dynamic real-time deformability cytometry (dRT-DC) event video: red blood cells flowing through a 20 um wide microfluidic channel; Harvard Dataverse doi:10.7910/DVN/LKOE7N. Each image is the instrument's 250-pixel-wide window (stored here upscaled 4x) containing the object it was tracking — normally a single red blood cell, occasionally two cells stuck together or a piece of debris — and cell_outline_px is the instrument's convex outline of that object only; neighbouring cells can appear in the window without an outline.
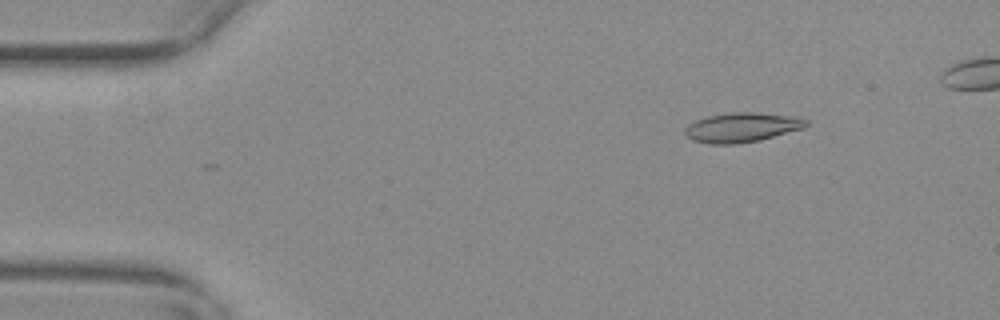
{"species": "common noctule bat (a hibernating species)", "species_latin": "Nyctalus noctula", "temperature_condition": "warm", "stored_images_in_passage": 48, "camera_frame_rate_fps": 3000, "um_per_image_px": 0.085, "animal": {"sex": "female", "body_mass_g": 29.2, "forearm_length_mm": 56.3}, "frame": {"image": 1, "passage_image": 3, "time_ms": 0.667, "image_size_px": [1000, 320], "cell_outline_px": [[808, 124], [804, 128], [760, 140], [732, 144], [712, 144], [692, 140], [684, 132], [684, 128], [688, 124], [696, 120], [708, 116], [732, 112], [756, 112], [788, 116], [808, 120]], "centroid_in_image_um": [63.03, 10.83], "position_along_channel_um": 22.0, "area_um2": 20.63}}
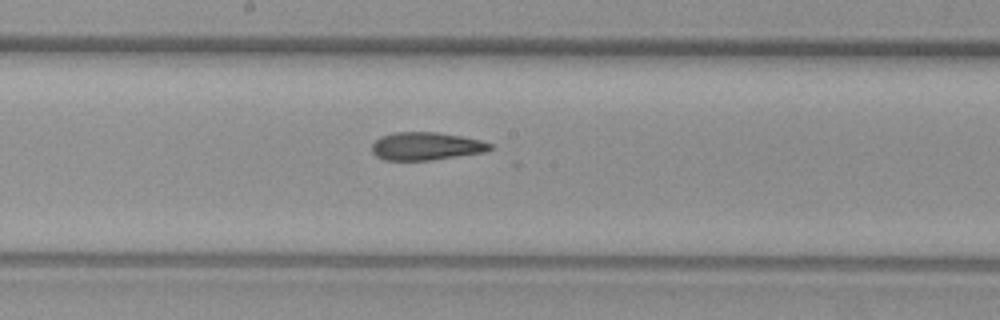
{"frame": {"image": 2, "passage_image": 25, "time_ms": 8.0, "image_size_px": [1000, 320], "cell_outline_px": [[492, 148], [484, 152], [432, 160], [384, 160], [376, 156], [372, 152], [372, 144], [380, 136], [396, 132], [436, 132], [460, 136], [480, 140], [492, 144]], "centroid_in_image_um": [36.19, 12.43], "position_along_channel_um": 212.0, "area_um2": 19.13}}
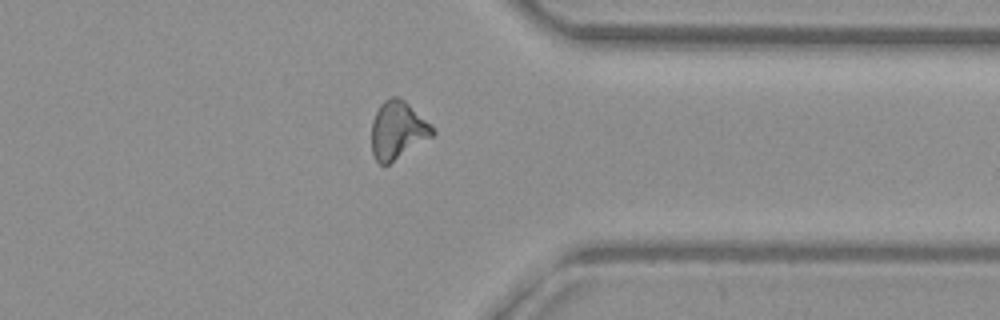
{"frame": {"image": 3, "passage_image": 39, "time_ms": 12.667, "image_size_px": [1000, 320], "cell_outline_px": [[436, 132], [432, 136], [388, 164], [380, 164], [376, 160], [372, 152], [372, 120], [380, 104], [384, 100], [392, 96], [400, 96]], "centroid_in_image_um": [33.75, 11.05], "position_along_channel_um": 377.6, "area_um2": 19.94}, "authors_computed_cell_mechanics": {"area_um2": 19.941, "velocity_mm_per_s": 3.7009, "shape_relaxation_time_tau1_ms": null, "shape_relaxation_time_tau2_ms": 3.4988, "deformation_change_tau1": null, "deformation_change_tau2": 0.128}}